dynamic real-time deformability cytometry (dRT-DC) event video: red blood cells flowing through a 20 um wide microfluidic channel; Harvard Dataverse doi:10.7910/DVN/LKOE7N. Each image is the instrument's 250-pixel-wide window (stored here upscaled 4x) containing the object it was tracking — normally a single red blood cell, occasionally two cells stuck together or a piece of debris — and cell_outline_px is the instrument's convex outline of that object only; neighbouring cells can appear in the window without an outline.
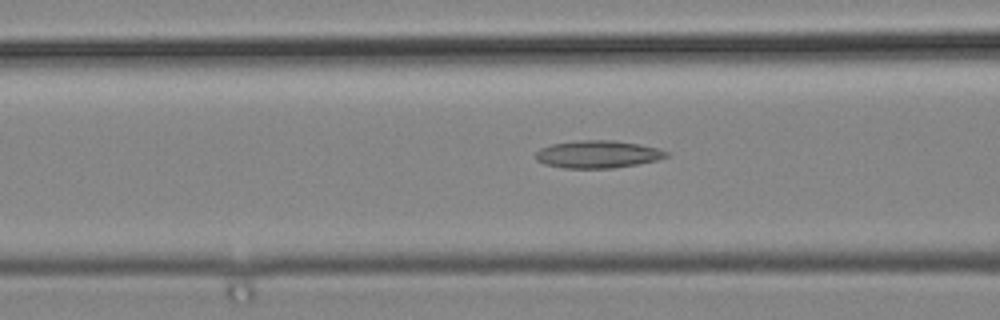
{"species": "common noctule bat (a hibernating species)", "species_latin": "Nyctalus noctula", "temperature_condition": "cold", "stored_images_in_passage": 42, "camera_frame_rate_fps": 3000, "um_per_image_px": 0.085, "animal": {"sex": "male", "body_mass_g": 19.2, "forearm_length_mm": 51.8}, "frame": {"image": 1, "passage_image": 12, "time_ms": 3.667, "image_size_px": [1000, 320], "cell_outline_px": [[668, 156], [656, 160], [636, 164], [612, 168], [564, 168], [544, 164], [536, 160], [536, 152], [540, 148], [552, 144], [580, 140], [612, 140], [640, 144], [656, 148], [668, 152]], "centroid_in_image_um": [50.78, 13.11], "position_along_channel_um": 115.8, "area_um2": 20.81}}
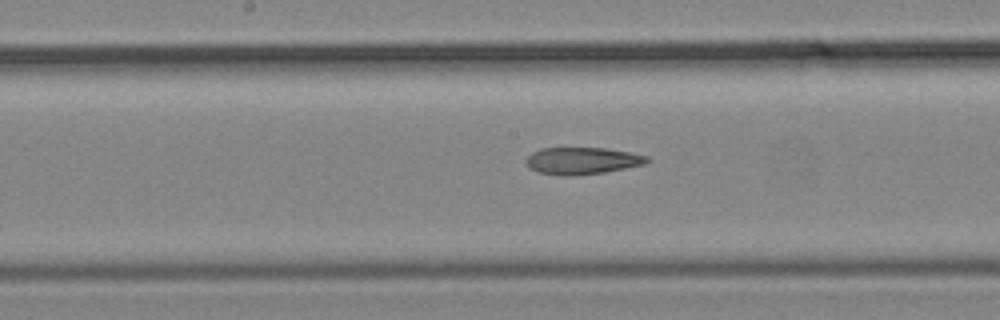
{"frame": {"image": 2, "passage_image": 18, "time_ms": 5.667, "image_size_px": [1000, 320], "cell_outline_px": [[652, 160], [644, 164], [604, 172], [568, 176], [536, 172], [528, 168], [524, 160], [532, 152], [540, 148], [608, 148], [648, 156]], "centroid_in_image_um": [49.45, 13.66], "position_along_channel_um": 198.8, "area_um2": 19.07}}
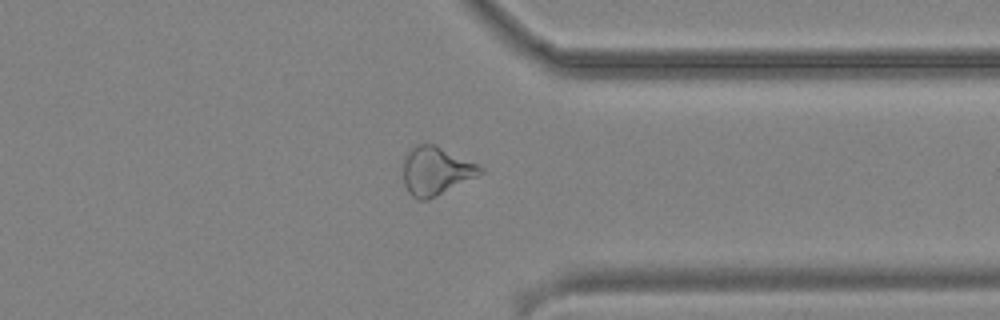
{"frame": {"image": 3, "passage_image": 31, "time_ms": 10.0, "image_size_px": [1000, 320], "cell_outline_px": [[484, 172], [428, 200], [416, 200], [408, 192], [404, 184], [404, 160], [408, 152], [416, 144], [436, 144], [480, 164], [484, 168]], "centroid_in_image_um": [37.07, 14.51], "position_along_channel_um": 374.3, "area_um2": 21.73}}